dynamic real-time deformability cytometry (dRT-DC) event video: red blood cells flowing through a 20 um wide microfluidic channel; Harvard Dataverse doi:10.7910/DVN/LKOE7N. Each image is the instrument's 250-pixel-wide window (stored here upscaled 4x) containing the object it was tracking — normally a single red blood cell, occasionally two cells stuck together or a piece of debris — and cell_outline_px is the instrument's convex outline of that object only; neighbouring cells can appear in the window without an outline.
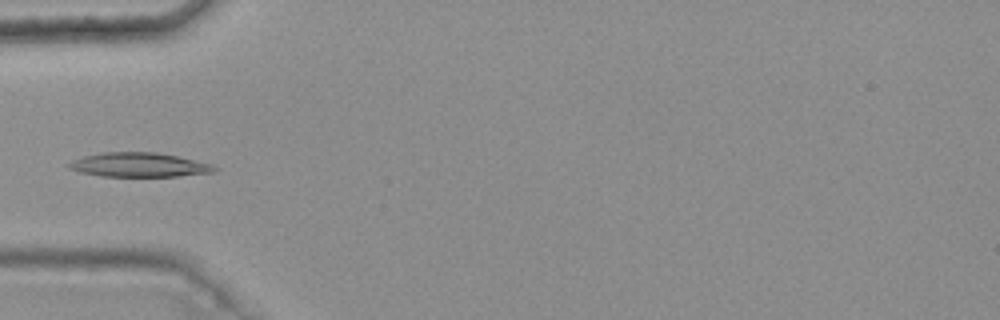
{"species": "common noctule bat (a hibernating species)", "species_latin": "Nyctalus noctula", "temperature_condition": "warm", "stored_images_in_passage": 5, "camera_frame_rate_fps": 3000, "um_per_image_px": 0.085, "animal": {"sex": "female", "body_mass_g": 25.1}, "frame": {"image": 1, "passage_image": 5, "time_ms": 1.333, "image_size_px": [1000, 320], "cell_outline_px": [[220, 168], [212, 172], [180, 176], [100, 176], [80, 172], [68, 168], [68, 164], [72, 160], [84, 156], [104, 152], [156, 152], [176, 156], [212, 164]], "centroid_in_image_um": [11.81, 14.01], "position_along_channel_um": 73.2, "area_um2": 20.46}}